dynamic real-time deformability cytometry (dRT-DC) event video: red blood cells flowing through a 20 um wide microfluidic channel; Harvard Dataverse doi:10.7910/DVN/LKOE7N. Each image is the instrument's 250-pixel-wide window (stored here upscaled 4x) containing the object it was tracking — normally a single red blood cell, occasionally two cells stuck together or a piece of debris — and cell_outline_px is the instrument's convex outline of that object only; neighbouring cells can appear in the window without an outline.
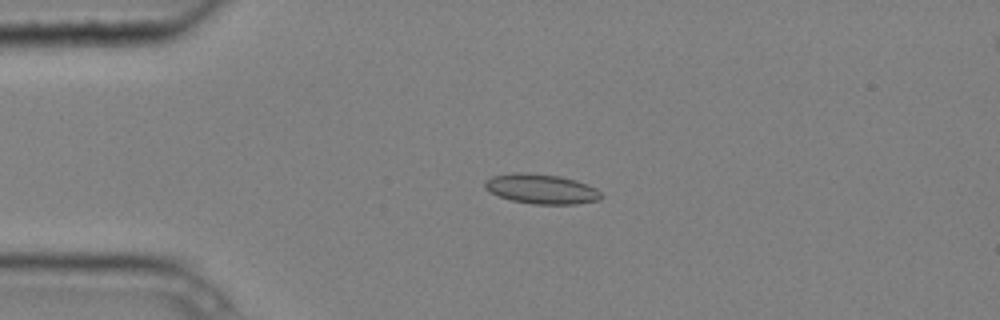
{"species": "common noctule bat (a hibernating species)", "species_latin": "Nyctalus noctula", "temperature_condition": "cold", "stored_images_in_passage": 5, "camera_frame_rate_fps": 3000, "um_per_image_px": 0.085, "animal": {"sex": "male", "body_mass_g": 20.4}, "frame": {"image": 1, "passage_image": 3, "time_ms": 0.667, "image_size_px": [1000, 320], "cell_outline_px": [[604, 196], [600, 200], [576, 204], [532, 204], [512, 200], [500, 196], [484, 188], [484, 180], [492, 176], [512, 172], [524, 172], [560, 176], [576, 180], [588, 184], [596, 188]], "centroid_in_image_um": [46.03, 16.05], "position_along_channel_um": 39.0, "area_um2": 20.35}}